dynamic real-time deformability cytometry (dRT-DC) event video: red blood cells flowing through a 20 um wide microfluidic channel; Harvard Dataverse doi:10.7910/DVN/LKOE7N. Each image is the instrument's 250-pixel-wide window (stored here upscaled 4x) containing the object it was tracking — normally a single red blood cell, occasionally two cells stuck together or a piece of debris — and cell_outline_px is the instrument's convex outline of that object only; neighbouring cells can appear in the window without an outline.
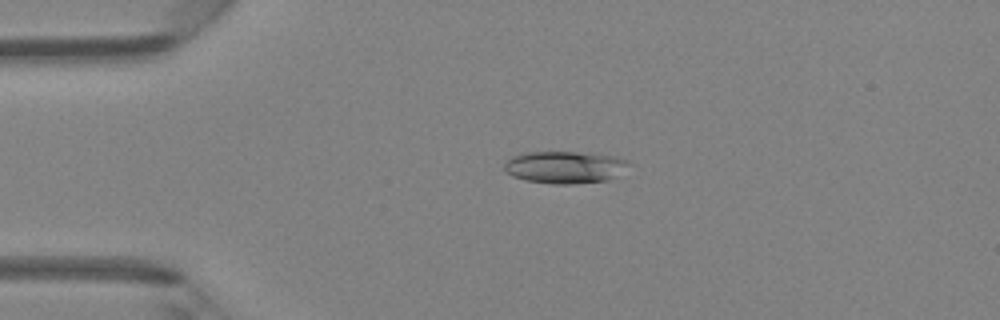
{"species": "Egyptian fruit bat (a non-hibernating species)", "species_latin": "Rousettus aegyptiacus", "temperature_condition": "room temperature", "stored_images_in_passage": 46, "camera_frame_rate_fps": 3000, "um_per_image_px": 0.085, "animal": {"sex": "female"}, "frame": {"image": 1, "passage_image": 10, "time_ms": 3.0, "image_size_px": [1000, 320], "cell_outline_px": [[632, 164], [616, 176], [608, 180], [572, 184], [552, 184], [524, 180], [512, 176], [504, 172], [504, 160], [512, 156], [524, 152], [576, 152], [616, 156], [628, 160]], "centroid_in_image_um": [47.98, 14.21], "position_along_channel_um": 37.0, "area_um2": 23.7}}
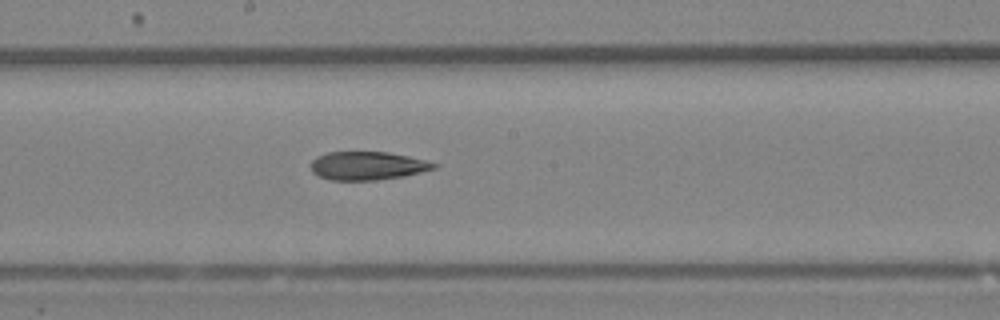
{"frame": {"image": 2, "passage_image": 25, "time_ms": 8.0, "image_size_px": [1000, 320], "cell_outline_px": [[440, 164], [436, 168], [404, 176], [376, 180], [332, 180], [320, 176], [312, 172], [312, 160], [316, 156], [328, 152], [388, 152], [428, 160]], "centroid_in_image_um": [31.28, 14.08], "position_along_channel_um": 216.9, "area_um2": 20.35}}
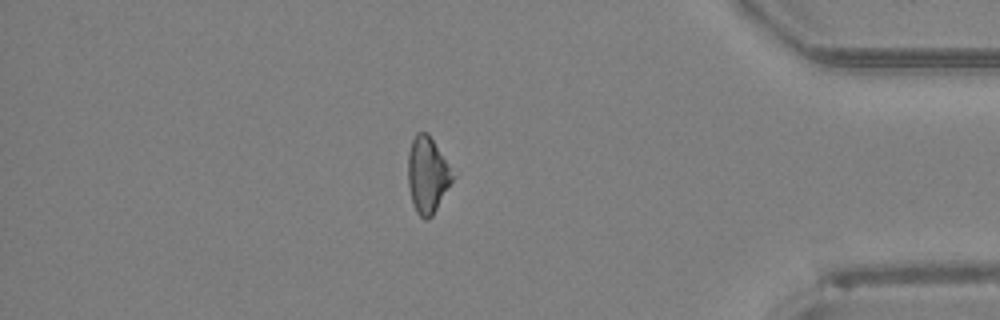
{"frame": {"image": 3, "passage_image": 40, "time_ms": 13.0, "image_size_px": [1000, 320], "cell_outline_px": [[456, 176], [432, 216], [428, 220], [424, 220], [416, 212], [412, 200], [408, 184], [408, 152], [412, 140], [416, 132], [428, 132]], "centroid_in_image_um": [36.34, 14.86], "position_along_channel_um": 398.9, "area_um2": 19.88}}